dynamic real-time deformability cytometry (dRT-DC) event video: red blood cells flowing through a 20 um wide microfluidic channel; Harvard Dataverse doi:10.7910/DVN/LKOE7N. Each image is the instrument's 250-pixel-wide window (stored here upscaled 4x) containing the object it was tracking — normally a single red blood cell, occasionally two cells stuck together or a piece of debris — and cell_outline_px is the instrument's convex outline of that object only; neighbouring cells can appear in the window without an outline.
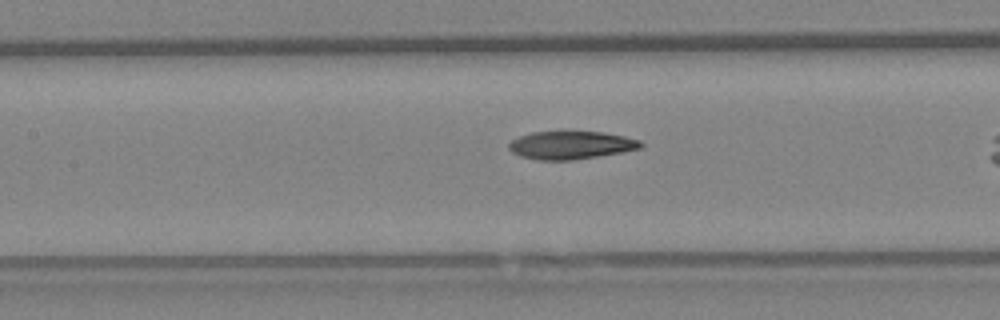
{"species": "Egyptian fruit bat (a non-hibernating species)", "species_latin": "Rousettus aegyptiacus", "temperature_condition": "warm", "stored_images_in_passage": 28, "camera_frame_rate_fps": 3000, "um_per_image_px": 0.085, "animal": {"sex": "female"}, "frame": {"image": 1, "passage_image": 16, "time_ms": 5.0, "image_size_px": [1000, 320], "cell_outline_px": [[644, 144], [640, 148], [620, 152], [572, 160], [540, 160], [520, 156], [512, 152], [508, 148], [508, 144], [512, 140], [520, 136], [532, 132], [604, 132], [624, 136], [640, 140]], "centroid_in_image_um": [48.51, 12.33], "position_along_channel_um": 158.9, "area_um2": 21.27}}